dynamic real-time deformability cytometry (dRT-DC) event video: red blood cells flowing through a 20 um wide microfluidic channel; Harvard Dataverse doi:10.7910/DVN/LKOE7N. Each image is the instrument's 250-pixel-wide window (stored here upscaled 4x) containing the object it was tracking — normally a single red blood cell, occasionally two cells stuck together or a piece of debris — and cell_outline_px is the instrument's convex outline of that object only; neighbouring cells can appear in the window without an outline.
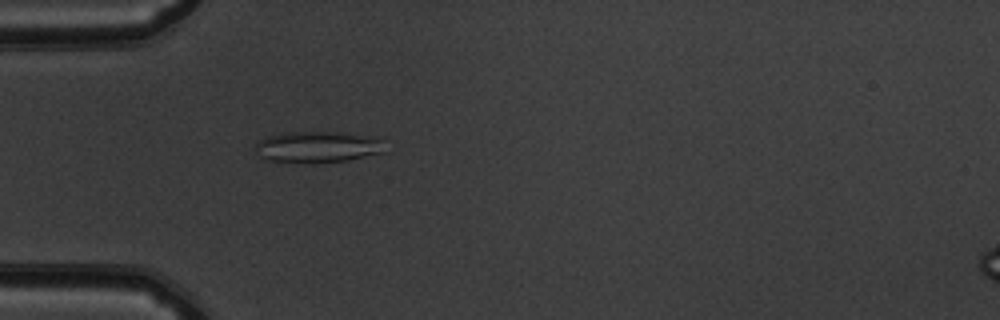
{"species": "common noctule bat (a hibernating species)", "species_latin": "Nyctalus noctula", "temperature_condition": "warm", "stored_images_in_passage": 54, "camera_frame_rate_fps": 3000, "um_per_image_px": 0.085, "animal": {"sex": "male", "body_mass_g": 19.5, "forearm_length_mm": 54.6}, "frame": {"image": 1, "passage_image": 17, "time_ms": 5.333, "image_size_px": [1000, 320], "cell_outline_px": [[388, 152], [348, 160], [312, 164], [308, 164], [268, 160], [256, 156], [252, 144], [268, 136], [284, 132], [340, 132], [384, 140]], "centroid_in_image_um": [26.96, 12.51], "position_along_channel_um": 58.0, "area_um2": 24.28}}
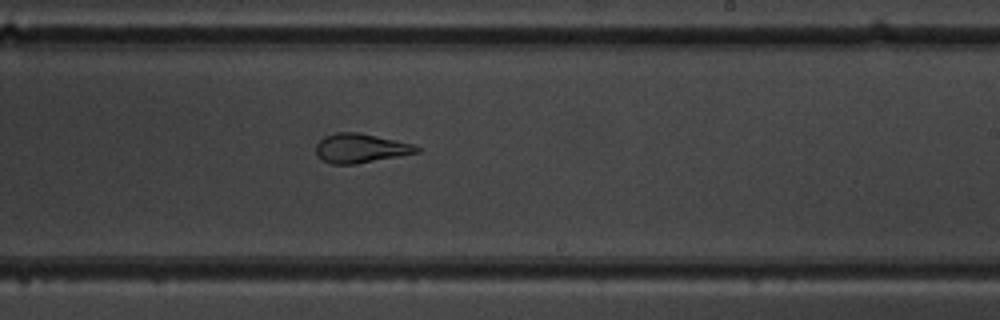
{"frame": {"image": 2, "passage_image": 33, "time_ms": 10.667, "image_size_px": [1000, 320], "cell_outline_px": [[420, 152], [356, 164], [332, 164], [320, 160], [316, 156], [316, 144], [324, 136], [336, 132], [360, 132], [412, 144], [420, 148]], "centroid_in_image_um": [30.6, 12.6], "position_along_channel_um": 258.4, "area_um2": 17.22}}
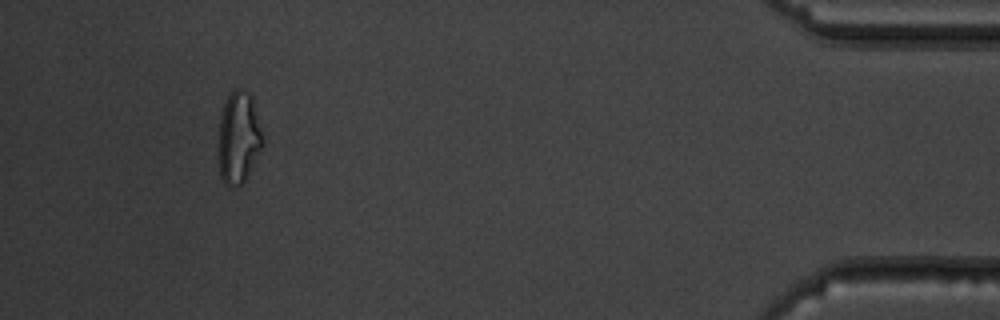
{"frame": {"image": 3, "passage_image": 50, "time_ms": 16.333, "image_size_px": [1000, 320], "cell_outline_px": [[264, 144], [244, 180], [236, 188], [224, 184], [220, 176], [216, 160], [216, 152], [220, 116], [224, 104], [232, 88], [244, 88], [252, 96], [264, 140]], "centroid_in_image_um": [20.23, 11.7], "position_along_channel_um": 415.0, "area_um2": 24.45}, "authors_computed_cell_mechanics": {"area_um2": 22.3397, "velocity_mm_per_s": 3.8544, "shape_relaxation_time_tau1_ms": null, "shape_relaxation_time_tau2_ms": 1.4409, "deformation_change_tau1": null, "deformation_change_tau2": 0.0809}}